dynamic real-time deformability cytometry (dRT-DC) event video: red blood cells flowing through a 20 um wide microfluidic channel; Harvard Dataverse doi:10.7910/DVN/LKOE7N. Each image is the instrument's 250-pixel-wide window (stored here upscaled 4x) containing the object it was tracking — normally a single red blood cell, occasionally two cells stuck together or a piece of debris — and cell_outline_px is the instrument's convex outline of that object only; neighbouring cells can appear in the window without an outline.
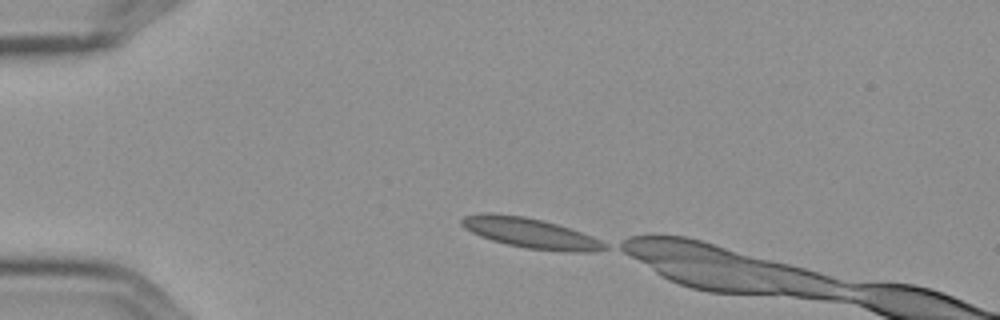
{"species": "Egyptian fruit bat (a non-hibernating species)", "species_latin": "Rousettus aegyptiacus", "temperature_condition": "cold", "stored_images_in_passage": 2, "camera_frame_rate_fps": 3000, "um_per_image_px": 0.085, "frame": {"image": 1, "passage_image": 1, "time_ms": 0.0, "image_size_px": [1000, 320], "cell_outline_px": [[608, 248], [596, 252], [572, 252], [528, 248], [508, 244], [492, 240], [480, 236], [464, 228], [460, 224], [460, 220], [464, 216], [484, 212], [492, 212], [524, 216], [556, 224], [592, 236], [608, 244]], "centroid_in_image_um": [45.07, 19.8], "position_along_channel_um": 39.9, "area_um2": 24.97}}